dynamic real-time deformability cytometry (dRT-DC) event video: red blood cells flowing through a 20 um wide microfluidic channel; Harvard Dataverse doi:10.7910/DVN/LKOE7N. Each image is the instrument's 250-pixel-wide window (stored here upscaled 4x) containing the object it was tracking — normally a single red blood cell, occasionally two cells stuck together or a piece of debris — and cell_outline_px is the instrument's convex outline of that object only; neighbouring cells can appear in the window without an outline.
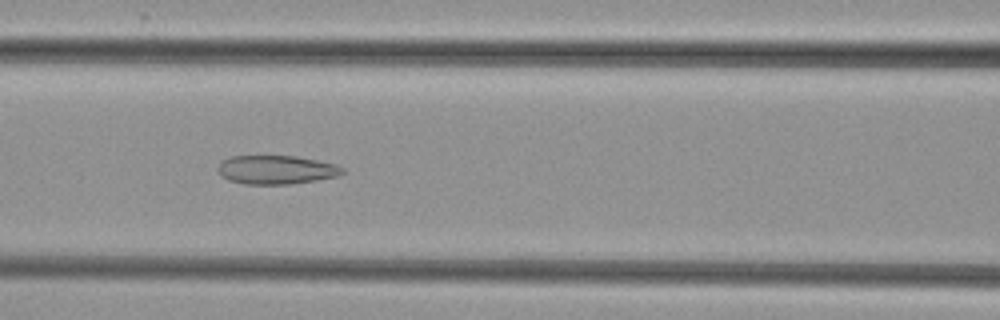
{"species": "common noctule bat (a hibernating species)", "species_latin": "Nyctalus noctula", "temperature_condition": "cold", "stored_images_in_passage": 39, "camera_frame_rate_fps": 3000, "um_per_image_px": 0.085, "animal": {"sex": "female", "body_mass_g": 29.2, "forearm_length_mm": 56.3}, "frame": {"image": 1, "passage_image": 14, "time_ms": 4.333, "image_size_px": [1000, 320], "cell_outline_px": [[344, 172], [336, 176], [316, 180], [292, 184], [244, 184], [228, 180], [220, 176], [216, 168], [220, 160], [232, 156], [296, 156], [336, 164], [344, 168]], "centroid_in_image_um": [23.42, 14.43], "position_along_channel_um": 143.2, "area_um2": 21.04}}
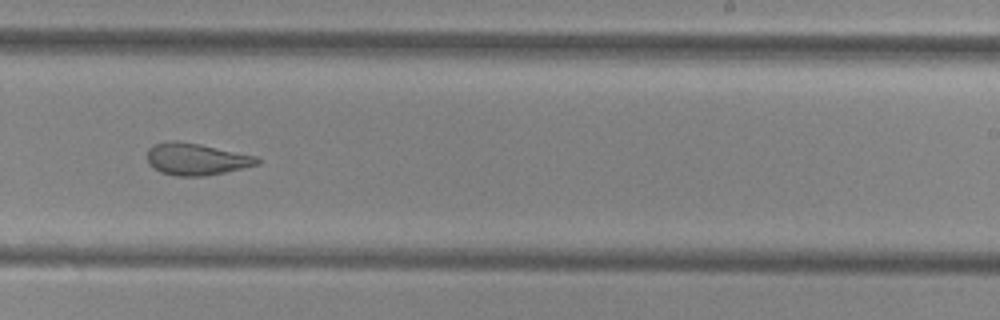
{"frame": {"image": 2, "passage_image": 24, "time_ms": 7.667, "image_size_px": [1000, 320], "cell_outline_px": [[260, 164], [224, 172], [204, 176], [176, 176], [160, 172], [152, 168], [148, 164], [148, 148], [156, 144], [172, 140], [176, 140], [200, 144], [256, 156], [260, 160]], "centroid_in_image_um": [16.66, 13.53], "position_along_channel_um": 272.3, "area_um2": 20.4}}
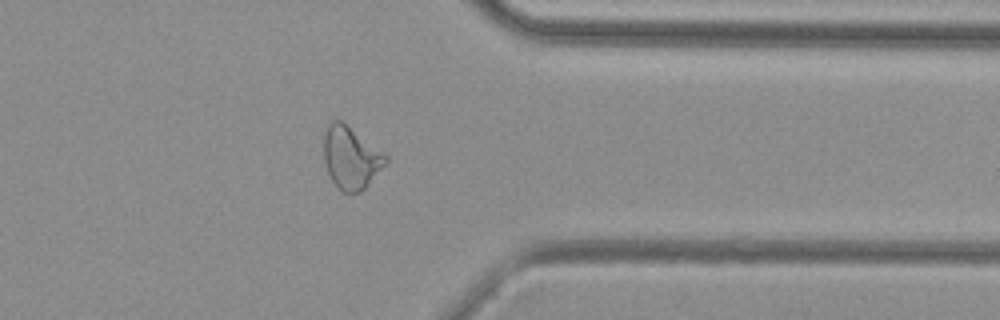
{"frame": {"image": 3, "passage_image": 33, "time_ms": 10.667, "image_size_px": [1000, 320], "cell_outline_px": [[388, 160], [364, 188], [360, 192], [340, 192], [332, 180], [324, 164], [324, 132], [328, 124], [332, 120], [340, 120], [384, 152], [388, 156]], "centroid_in_image_um": [29.8, 13.4], "position_along_channel_um": 381.6, "area_um2": 22.25}}